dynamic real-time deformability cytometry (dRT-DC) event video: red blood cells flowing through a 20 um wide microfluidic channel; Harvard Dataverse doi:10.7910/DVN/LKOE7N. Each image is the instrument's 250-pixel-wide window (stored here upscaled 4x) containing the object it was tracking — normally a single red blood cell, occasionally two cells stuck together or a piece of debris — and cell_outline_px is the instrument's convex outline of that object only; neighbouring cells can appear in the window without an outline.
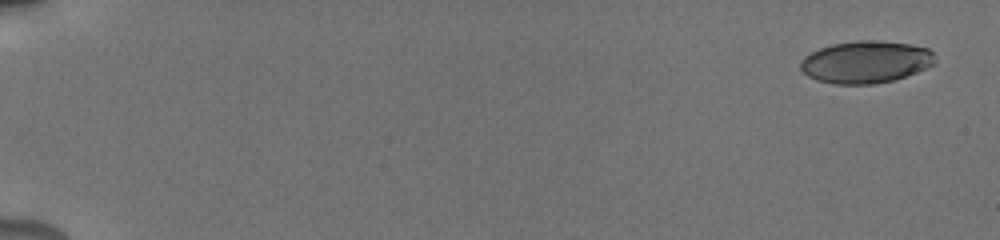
{"species": "human", "species_latin": "Homo sapiens", "temperature_condition": "cold", "stored_images_in_passage": 12, "camera_frame_rate_fps": 3000, "um_per_image_px": 0.085, "donor": {"sex": "male"}, "frame": {"image": 1, "passage_image": 1, "time_ms": 0.0, "image_size_px": [1000, 240], "cell_outline_px": [[936, 64], [928, 68], [892, 80], [872, 84], [836, 84], [816, 80], [808, 76], [800, 68], [800, 60], [804, 56], [820, 48], [832, 44], [856, 40], [880, 40], [908, 44], [928, 48], [932, 52], [936, 60]], "centroid_in_image_um": [73.59, 5.26], "position_along_channel_um": 11.4, "area_um2": 33.18}}
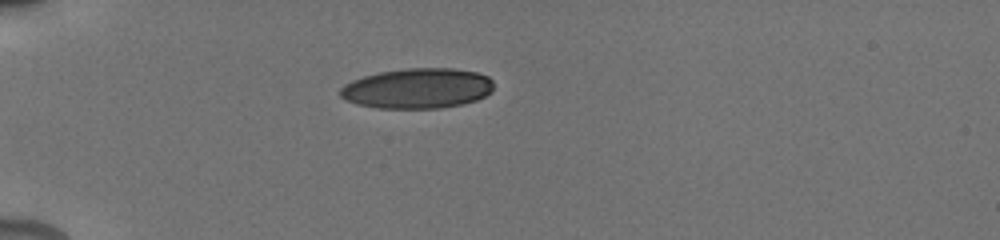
{"frame": {"image": 2, "passage_image": 6, "time_ms": 5.0, "image_size_px": [1000, 240], "cell_outline_px": [[492, 92], [476, 100], [464, 104], [440, 108], [376, 108], [356, 104], [344, 100], [340, 96], [340, 88], [344, 84], [352, 80], [364, 76], [380, 72], [404, 68], [452, 68], [476, 72], [488, 76], [492, 80]], "centroid_in_image_um": [35.47, 7.51], "position_along_channel_um": 49.5, "area_um2": 36.18}}
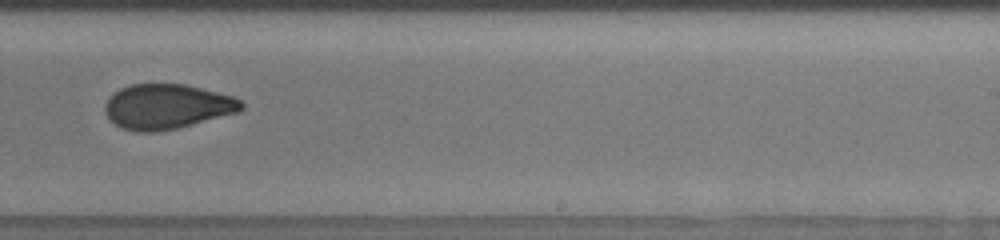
{"frame": {"image": 3, "passage_image": 12, "time_ms": 11.667, "image_size_px": [1000, 240], "cell_outline_px": [[244, 108], [240, 112], [176, 128], [152, 132], [136, 132], [124, 128], [116, 124], [108, 116], [104, 108], [104, 104], [108, 96], [120, 88], [132, 84], [184, 84], [232, 96], [240, 100], [244, 104]], "centroid_in_image_um": [14.19, 9.05], "position_along_channel_um": 274.8, "area_um2": 35.49}}